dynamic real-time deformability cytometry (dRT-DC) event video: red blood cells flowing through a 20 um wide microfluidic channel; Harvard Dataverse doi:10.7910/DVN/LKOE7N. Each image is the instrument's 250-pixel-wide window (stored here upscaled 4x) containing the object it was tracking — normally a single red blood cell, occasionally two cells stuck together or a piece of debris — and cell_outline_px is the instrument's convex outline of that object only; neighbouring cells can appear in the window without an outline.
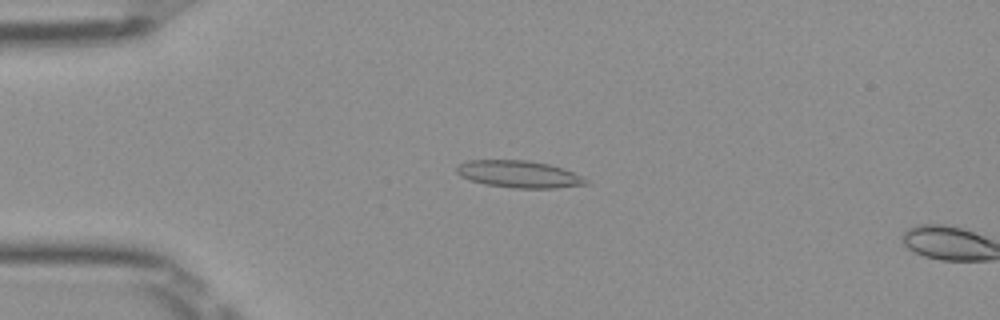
{"species": "Egyptian fruit bat (a non-hibernating species)", "species_latin": "Rousettus aegyptiacus", "temperature_condition": "room temperature", "stored_images_in_passage": 14, "camera_frame_rate_fps": 3000, "um_per_image_px": 0.085, "frame": {"image": 1, "passage_image": 12, "time_ms": 3.667, "image_size_px": [1000, 320], "cell_outline_px": [[588, 184], [556, 188], [512, 188], [484, 184], [468, 180], [460, 176], [456, 172], [456, 168], [460, 164], [468, 160], [528, 160], [548, 164], [564, 168], [588, 180]], "centroid_in_image_um": [44.08, 14.81], "position_along_channel_um": 40.9, "area_um2": 20.46}}